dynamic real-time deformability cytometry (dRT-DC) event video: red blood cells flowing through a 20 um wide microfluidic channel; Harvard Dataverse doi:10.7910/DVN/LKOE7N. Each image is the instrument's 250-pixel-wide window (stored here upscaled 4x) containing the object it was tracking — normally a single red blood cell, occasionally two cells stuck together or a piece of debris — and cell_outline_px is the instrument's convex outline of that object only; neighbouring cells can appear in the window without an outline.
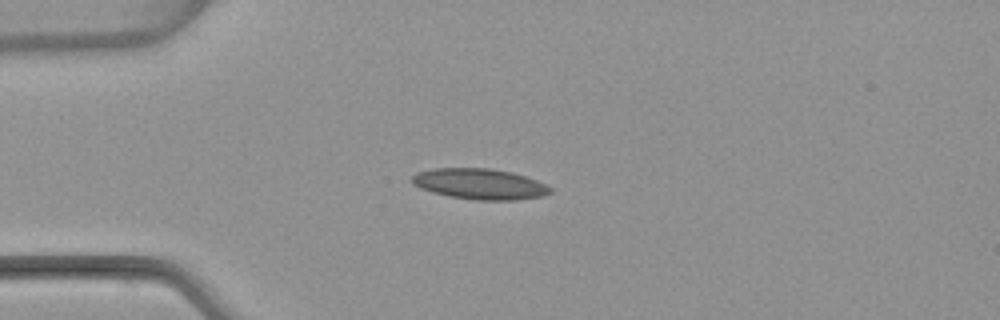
{"species": "common noctule bat (a hibernating species)", "species_latin": "Nyctalus noctula", "temperature_condition": "warm", "stored_images_in_passage": 5, "camera_frame_rate_fps": 3000, "um_per_image_px": 0.085, "animal": {"sex": "female", "body_mass_g": 22.7, "forearm_length_mm": 54.2}, "frame": {"image": 1, "passage_image": 4, "time_ms": 3.667, "image_size_px": [1000, 320], "cell_outline_px": [[552, 192], [544, 196], [516, 200], [476, 200], [448, 196], [432, 192], [420, 188], [412, 184], [412, 176], [416, 172], [436, 168], [488, 168], [512, 172], [536, 180], [552, 188]], "centroid_in_image_um": [40.77, 15.64], "position_along_channel_um": 44.2, "area_um2": 24.8}}
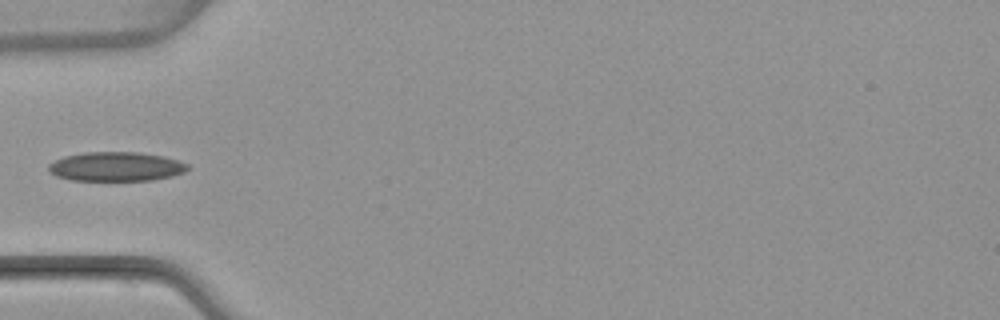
{"frame": {"image": 2, "passage_image": 5, "time_ms": 5.0, "image_size_px": [1000, 320], "cell_outline_px": [[188, 168], [184, 172], [172, 176], [152, 180], [72, 180], [56, 176], [48, 172], [48, 164], [64, 156], [84, 152], [140, 152], [164, 156], [188, 164]], "centroid_in_image_um": [9.84, 14.15], "position_along_channel_um": 75.2, "area_um2": 23.7}}